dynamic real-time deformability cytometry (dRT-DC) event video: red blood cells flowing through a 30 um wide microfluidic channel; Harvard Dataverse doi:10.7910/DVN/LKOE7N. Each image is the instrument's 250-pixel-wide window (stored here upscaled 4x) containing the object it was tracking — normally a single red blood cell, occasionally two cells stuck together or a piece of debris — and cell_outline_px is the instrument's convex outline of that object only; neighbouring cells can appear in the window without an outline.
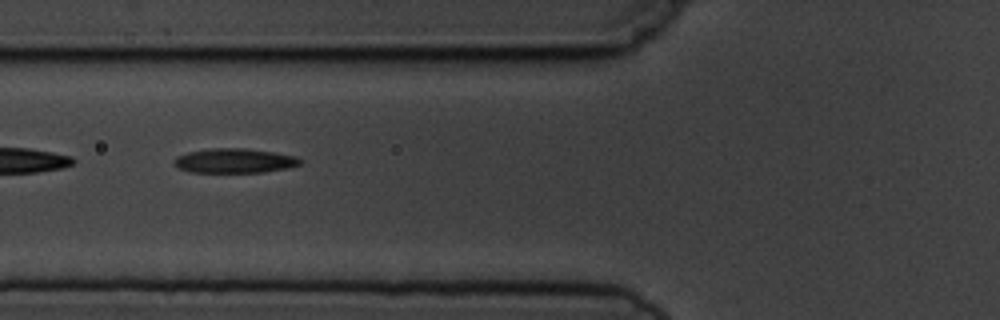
{"species": "common noctule bat (a hibernating species)", "species_latin": "Nyctalus noctula", "temperature_condition": "cold", "stored_images_in_passage": 7, "camera_frame_rate_fps": 3000, "um_per_image_px": 0.085, "animal": {"sex": "male", "body_mass_g": 19.5, "forearm_length_mm": 54.6}, "frame": {"image": 1, "passage_image": 2, "time_ms": 1.333, "image_size_px": [1000, 320], "cell_outline_px": [[304, 160], [300, 164], [288, 168], [264, 172], [188, 172], [172, 164], [172, 160], [176, 156], [188, 152], [208, 148], [244, 148], [272, 152], [296, 156]], "centroid_in_image_um": [19.91, 13.66], "position_along_channel_um": 105.9, "area_um2": 18.15}}
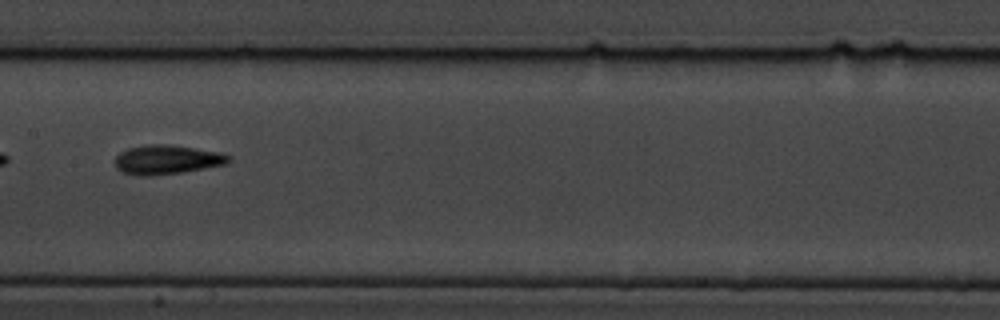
{"frame": {"image": 2, "passage_image": 4, "time_ms": 3.667, "image_size_px": [1000, 320], "cell_outline_px": [[232, 160], [228, 164], [184, 172], [148, 176], [140, 176], [124, 172], [116, 168], [116, 156], [120, 152], [128, 148], [148, 144], [168, 144], [220, 152], [232, 156]], "centroid_in_image_um": [14.24, 13.57], "position_along_channel_um": 193.2, "area_um2": 19.48}}
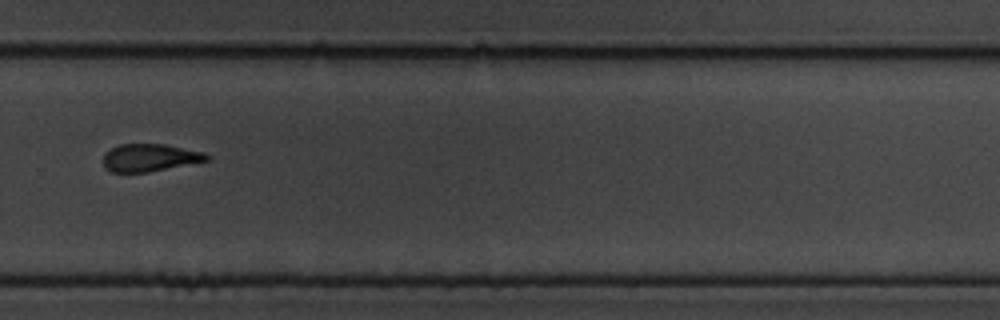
{"frame": {"image": 3, "passage_image": 7, "time_ms": 7.0, "image_size_px": [1000, 320], "cell_outline_px": [[212, 156], [208, 160], [148, 172], [112, 172], [104, 164], [104, 152], [120, 144], [164, 144], [204, 152]], "centroid_in_image_um": [12.75, 13.39], "position_along_channel_um": 317.1, "area_um2": 16.42}}